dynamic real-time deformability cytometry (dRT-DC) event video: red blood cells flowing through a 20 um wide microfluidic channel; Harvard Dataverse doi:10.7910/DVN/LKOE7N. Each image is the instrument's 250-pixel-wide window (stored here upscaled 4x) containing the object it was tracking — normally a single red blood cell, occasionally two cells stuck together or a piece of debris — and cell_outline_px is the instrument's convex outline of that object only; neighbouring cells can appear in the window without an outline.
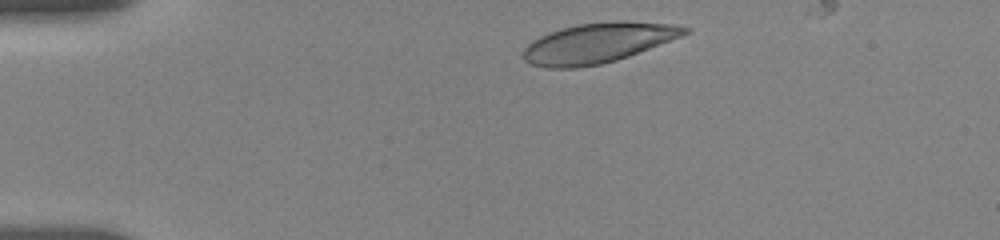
{"species": "human", "species_latin": "Homo sapiens", "temperature_condition": "room temperature", "stored_images_in_passage": 6, "camera_frame_rate_fps": 3000, "um_per_image_px": 0.085, "donor": {"sex": "female"}, "frame": {"image": 1, "passage_image": 2, "time_ms": 0.667, "image_size_px": [1000, 240], "cell_outline_px": [[692, 32], [628, 56], [616, 60], [600, 64], [576, 68], [548, 68], [532, 64], [524, 60], [524, 48], [532, 40], [548, 32], [560, 28], [580, 24], [616, 20], [624, 20], [672, 24], [692, 28]], "centroid_in_image_um": [50.84, 3.63], "position_along_channel_um": 34.2, "area_um2": 37.63}}
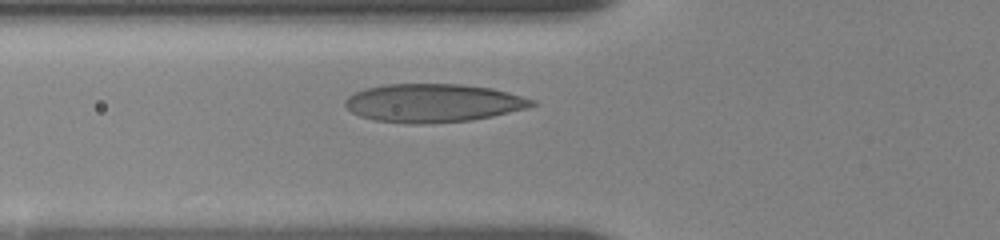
{"frame": {"image": 2, "passage_image": 5, "time_ms": 3.667, "image_size_px": [1000, 240], "cell_outline_px": [[536, 104], [528, 108], [492, 116], [472, 120], [420, 124], [408, 124], [372, 120], [360, 116], [352, 112], [344, 104], [344, 100], [348, 96], [364, 88], [384, 84], [460, 84], [492, 88], [508, 92], [536, 100]], "centroid_in_image_um": [36.8, 8.75], "position_along_channel_um": 89.0, "area_um2": 41.96}}